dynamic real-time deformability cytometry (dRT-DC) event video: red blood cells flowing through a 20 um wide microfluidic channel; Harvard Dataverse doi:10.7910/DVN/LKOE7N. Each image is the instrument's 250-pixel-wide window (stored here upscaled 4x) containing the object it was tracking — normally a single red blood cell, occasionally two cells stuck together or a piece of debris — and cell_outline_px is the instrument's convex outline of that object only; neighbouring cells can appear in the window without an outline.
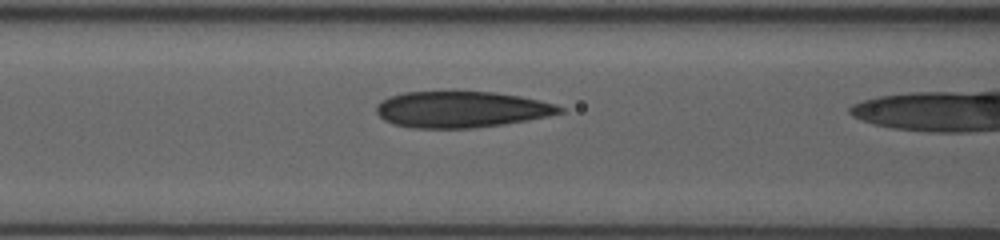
{"species": "human", "species_latin": "Homo sapiens", "temperature_condition": "room temperature", "stored_images_in_passage": 24, "camera_frame_rate_fps": 3000, "um_per_image_px": 0.085, "donor": {"sex": "female"}, "frame": {"image": 1, "passage_image": 16, "time_ms": 5.0, "image_size_px": [1000, 240], "cell_outline_px": [[564, 112], [548, 116], [504, 124], [476, 128], [412, 128], [392, 124], [384, 120], [376, 112], [376, 104], [380, 100], [388, 96], [404, 92], [492, 92], [520, 96], [556, 104], [564, 108]], "centroid_in_image_um": [39.18, 9.3], "position_along_channel_um": 127.4, "area_um2": 38.84}}
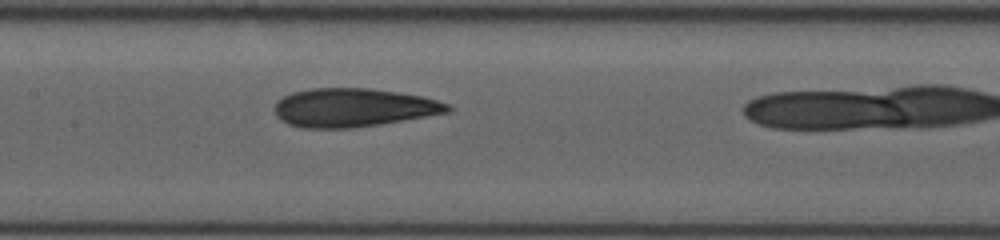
{"frame": {"image": 2, "passage_image": 20, "time_ms": 6.333, "image_size_px": [1000, 240], "cell_outline_px": [[452, 108], [448, 112], [404, 120], [380, 124], [352, 128], [300, 128], [288, 124], [280, 120], [276, 116], [276, 100], [292, 92], [312, 88], [372, 88], [420, 96], [436, 100], [448, 104]], "centroid_in_image_um": [29.99, 9.15], "position_along_channel_um": 177.4, "area_um2": 38.78}}
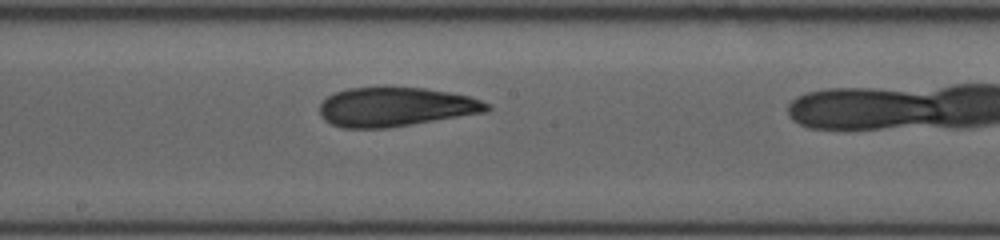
{"frame": {"image": 3, "passage_image": 23, "time_ms": 7.333, "image_size_px": [1000, 240], "cell_outline_px": [[492, 108], [488, 112], [388, 128], [344, 128], [332, 124], [324, 120], [320, 116], [320, 104], [328, 96], [336, 92], [348, 88], [384, 84], [424, 88], [472, 96], [492, 104]], "centroid_in_image_um": [33.66, 9.05], "position_along_channel_um": 214.5, "area_um2": 39.36}}